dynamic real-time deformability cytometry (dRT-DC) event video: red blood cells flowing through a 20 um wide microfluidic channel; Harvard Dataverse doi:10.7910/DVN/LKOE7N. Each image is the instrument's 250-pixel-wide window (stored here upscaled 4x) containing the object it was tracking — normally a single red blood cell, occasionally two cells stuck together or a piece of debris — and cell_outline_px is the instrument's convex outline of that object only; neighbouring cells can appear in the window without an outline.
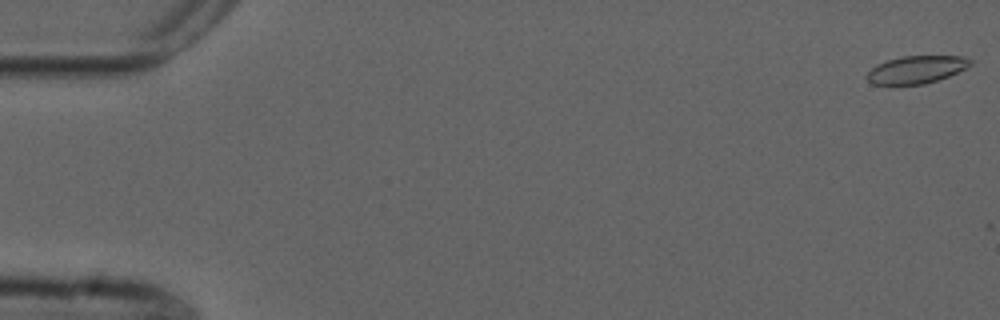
{"species": "common noctule bat (a hibernating species)", "species_latin": "Nyctalus noctula", "temperature_condition": "cold", "stored_images_in_passage": 23, "camera_frame_rate_fps": 3000, "um_per_image_px": 0.085, "animal": {"sex": "male", "forearm_length_mm": 52.5}, "frame": {"image": 1, "passage_image": 1, "time_ms": 0.0, "image_size_px": [1000, 320], "cell_outline_px": [[972, 64], [948, 76], [924, 84], [872, 84], [864, 76], [876, 64], [900, 56], [964, 56], [972, 60]], "centroid_in_image_um": [77.86, 5.9], "position_along_channel_um": 7.1, "area_um2": 16.47}}
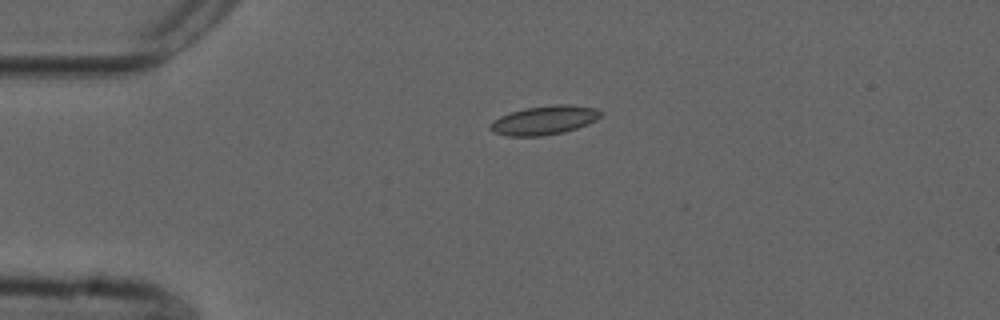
{"frame": {"image": 2, "passage_image": 13, "time_ms": 4.0, "image_size_px": [1000, 320], "cell_outline_px": [[604, 112], [596, 120], [588, 124], [564, 132], [540, 136], [508, 136], [492, 132], [488, 128], [488, 124], [492, 120], [500, 116], [524, 108], [556, 104], [568, 104], [596, 108]], "centroid_in_image_um": [46.24, 10.21], "position_along_channel_um": 38.8, "area_um2": 18.79}}
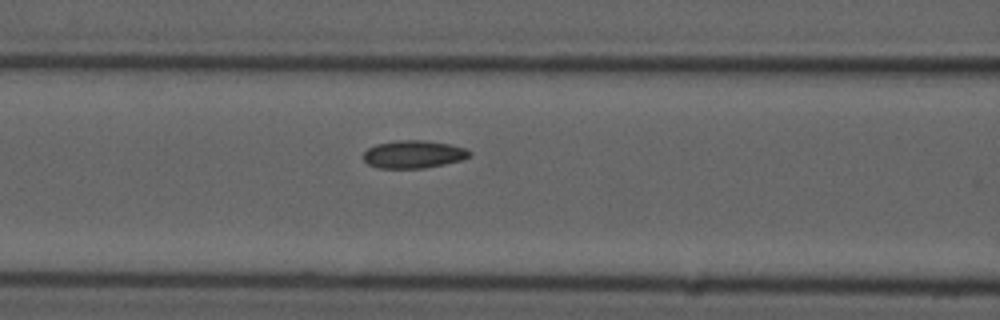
{"frame": {"image": 3, "passage_image": 23, "time_ms": 7.333, "image_size_px": [1000, 320], "cell_outline_px": [[472, 156], [460, 160], [444, 164], [424, 168], [376, 168], [368, 164], [364, 160], [364, 152], [368, 148], [376, 144], [400, 140], [424, 140], [448, 144], [468, 148], [472, 152]], "centroid_in_image_um": [35.17, 13.11], "position_along_channel_um": 131.4, "area_um2": 17.22}}